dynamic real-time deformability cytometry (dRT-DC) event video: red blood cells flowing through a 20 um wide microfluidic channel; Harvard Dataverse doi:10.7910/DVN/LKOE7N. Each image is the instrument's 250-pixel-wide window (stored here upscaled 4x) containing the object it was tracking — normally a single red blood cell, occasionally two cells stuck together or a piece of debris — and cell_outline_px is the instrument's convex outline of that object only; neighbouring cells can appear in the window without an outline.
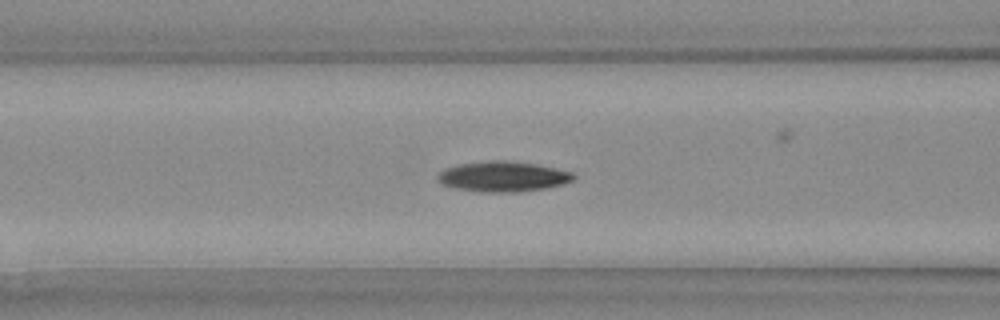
{"species": "Egyptian fruit bat (a non-hibernating species)", "species_latin": "Rousettus aegyptiacus", "temperature_condition": "warm", "stored_images_in_passage": 34, "camera_frame_rate_fps": 3000, "um_per_image_px": 0.085, "animal": {"sex": "female"}, "frame": {"image": 1, "passage_image": 15, "time_ms": 4.667, "image_size_px": [1000, 320], "cell_outline_px": [[576, 176], [572, 180], [560, 184], [544, 188], [516, 192], [480, 192], [456, 188], [440, 184], [436, 180], [436, 176], [440, 172], [448, 168], [460, 164], [496, 160], [532, 164], [572, 172]], "centroid_in_image_um": [42.69, 15.02], "position_along_channel_um": 123.9, "area_um2": 23.41}}
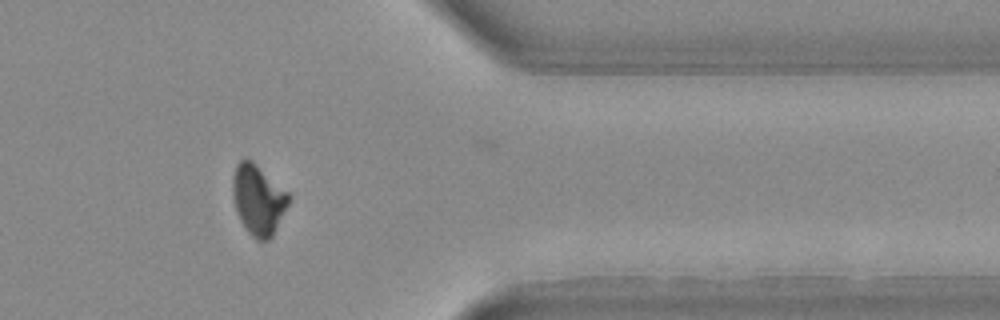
{"frame": {"image": 2, "passage_image": 29, "time_ms": 9.333, "image_size_px": [1000, 320], "cell_outline_px": [[292, 196], [272, 236], [268, 240], [256, 240], [248, 232], [240, 220], [236, 212], [232, 196], [232, 176], [236, 164], [240, 160], [252, 160], [288, 192]], "centroid_in_image_um": [21.93, 16.96], "position_along_channel_um": 389.5, "area_um2": 22.89}}